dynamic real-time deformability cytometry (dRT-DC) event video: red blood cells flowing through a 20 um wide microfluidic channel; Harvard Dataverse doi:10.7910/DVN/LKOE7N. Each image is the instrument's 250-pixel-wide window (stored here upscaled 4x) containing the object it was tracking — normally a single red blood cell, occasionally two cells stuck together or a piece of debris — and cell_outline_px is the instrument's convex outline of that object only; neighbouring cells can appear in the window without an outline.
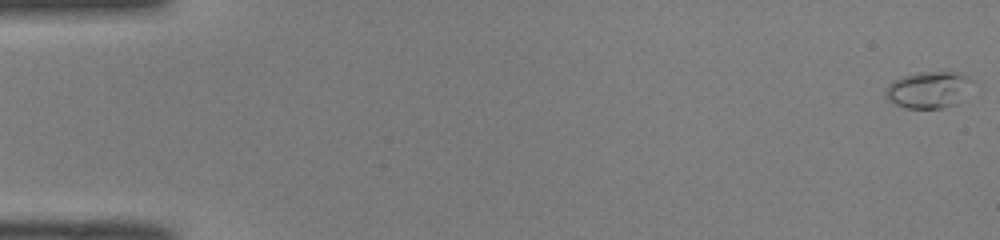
{"species": "common noctule bat (a hibernating species)", "species_latin": "Nyctalus noctula", "temperature_condition": "room temperature", "stored_images_in_passage": 51, "camera_frame_rate_fps": 3000, "um_per_image_px": 0.085, "animal": {"sex": "male", "body_mass_g": 19.0, "forearm_length_mm": 50.8}, "frame": {"image": 1, "passage_image": 1, "time_ms": 0.0, "image_size_px": [1000, 240], "cell_outline_px": [[972, 80], [956, 104], [944, 108], [908, 108], [896, 104], [884, 96], [884, 88], [892, 80], [904, 76], [920, 72], [960, 72], [968, 76]], "centroid_in_image_um": [78.85, 7.62], "position_along_channel_um": 6.1, "area_um2": 18.26}}
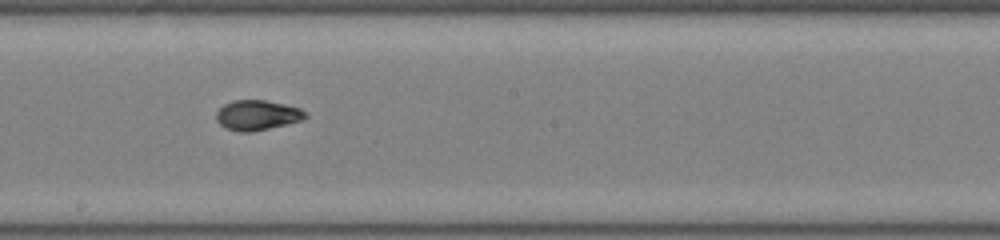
{"frame": {"image": 2, "passage_image": 29, "time_ms": 9.333, "image_size_px": [1000, 240], "cell_outline_px": [[308, 116], [304, 120], [288, 124], [252, 132], [240, 132], [224, 128], [216, 120], [216, 112], [224, 104], [232, 100], [264, 100], [284, 104], [300, 108], [308, 112]], "centroid_in_image_um": [21.89, 9.79], "position_along_channel_um": 226.3, "area_um2": 15.84}}
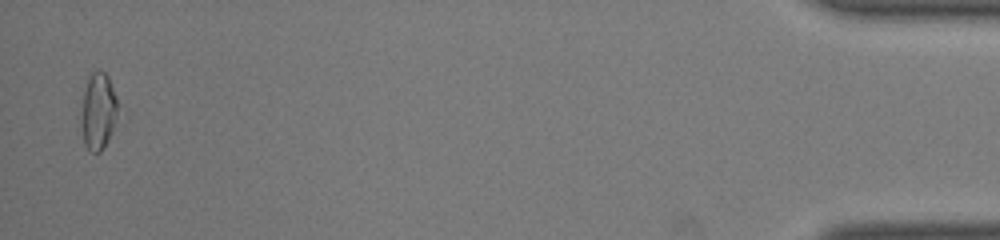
{"frame": {"image": 3, "passage_image": 50, "time_ms": 16.333, "image_size_px": [1000, 240], "cell_outline_px": [[116, 120], [108, 140], [104, 148], [100, 152], [92, 152], [84, 144], [76, 116], [88, 80], [92, 72], [96, 68], [100, 68], [108, 76], [116, 96]], "centroid_in_image_um": [8.27, 9.46], "position_along_channel_um": 426.9, "area_um2": 17.05}, "authors_computed_cell_mechanics": {"area_um2": 15.4326, "velocity_mm_per_s": 4.1018, "shape_relaxation_time_tau1_ms": null, "shape_relaxation_time_tau2_ms": 1.1077, "deformation_change_tau1": null, "deformation_change_tau2": 0.0578}}